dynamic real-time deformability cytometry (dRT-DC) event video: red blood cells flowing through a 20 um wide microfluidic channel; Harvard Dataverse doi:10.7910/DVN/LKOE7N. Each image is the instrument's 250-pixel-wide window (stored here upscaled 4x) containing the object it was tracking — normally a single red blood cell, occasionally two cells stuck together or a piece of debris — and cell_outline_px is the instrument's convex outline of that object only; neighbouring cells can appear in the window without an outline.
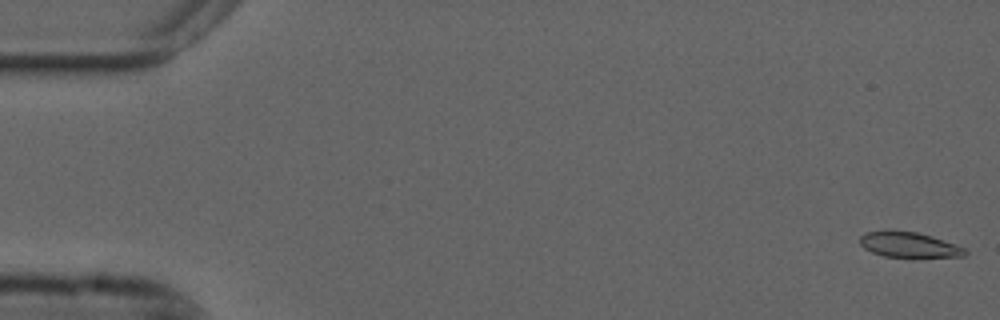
{"species": "common noctule bat (a hibernating species)", "species_latin": "Nyctalus noctula", "temperature_condition": "cold", "stored_images_in_passage": 55, "camera_frame_rate_fps": 3000, "um_per_image_px": 0.085, "animal": {"sex": "male", "forearm_length_mm": 52.5}, "frame": {"image": 1, "passage_image": 1, "time_ms": 0.0, "image_size_px": [1000, 320], "cell_outline_px": [[968, 252], [964, 256], [912, 260], [884, 256], [872, 252], [864, 248], [860, 244], [860, 236], [864, 232], [884, 228], [916, 232], [932, 236], [956, 244], [964, 248]], "centroid_in_image_um": [77.25, 20.83], "position_along_channel_um": 7.7, "area_um2": 16.76}}
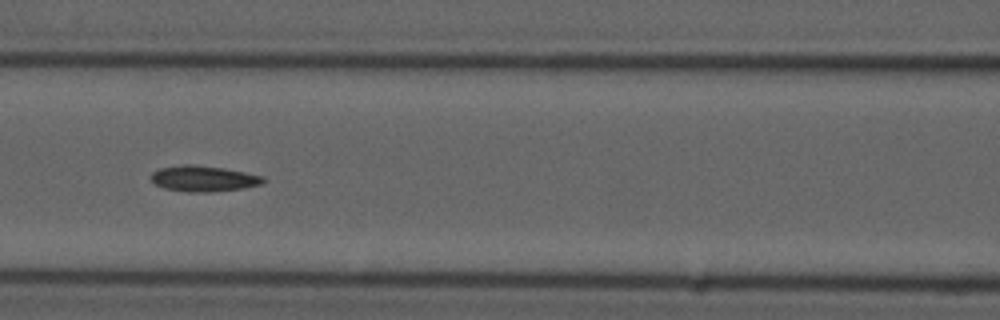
{"frame": {"image": 2, "passage_image": 24, "time_ms": 7.667, "image_size_px": [1000, 320], "cell_outline_px": [[264, 180], [260, 184], [244, 188], [208, 192], [188, 192], [164, 188], [156, 184], [152, 180], [152, 172], [160, 168], [184, 164], [192, 164], [224, 168], [264, 176]], "centroid_in_image_um": [17.29, 15.18], "position_along_channel_um": 149.3, "area_um2": 16.7}}
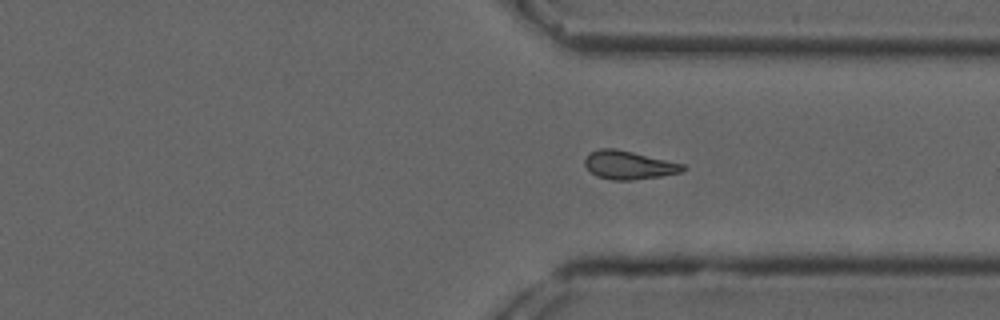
{"frame": {"image": 3, "passage_image": 41, "time_ms": 13.333, "image_size_px": [1000, 320], "cell_outline_px": [[688, 168], [680, 172], [660, 176], [632, 180], [612, 180], [596, 176], [584, 164], [584, 160], [588, 152], [600, 148], [616, 148], [684, 164]], "centroid_in_image_um": [53.42, 14.02], "position_along_channel_um": 358.0, "area_um2": 16.24}, "authors_computed_cell_mechanics": {"area_um2": 16.2996, "velocity_mm_per_s": 3.6867, "shape_relaxation_time_tau1_ms": null, "shape_relaxation_time_tau2_ms": 4.7812, "deformation_change_tau1": null, "deformation_change_tau2": 0.1043}}